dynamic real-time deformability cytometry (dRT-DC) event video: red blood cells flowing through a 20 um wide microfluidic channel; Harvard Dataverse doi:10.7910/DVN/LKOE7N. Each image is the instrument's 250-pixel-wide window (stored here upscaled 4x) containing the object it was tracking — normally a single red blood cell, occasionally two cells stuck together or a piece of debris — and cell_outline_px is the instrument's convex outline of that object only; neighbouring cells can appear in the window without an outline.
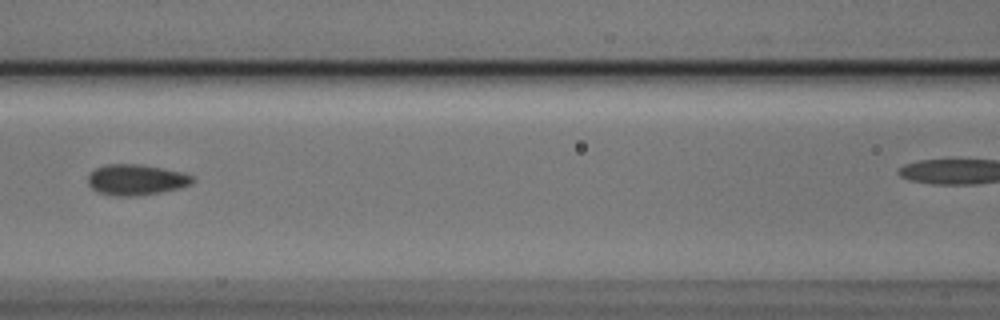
{"species": "Egyptian fruit bat (a non-hibernating species)", "species_latin": "Rousettus aegyptiacus", "temperature_condition": "cold", "stored_images_in_passage": 6, "segment_of_instrument_passage": [1, 2], "camera_frame_rate_fps": 3000, "um_per_image_px": 0.085, "animal": {"sex": "male"}, "frame": {"image": 1, "passage_image": 5, "time_ms": 1.333, "image_size_px": [1000, 320], "cell_outline_px": [[196, 180], [192, 184], [180, 188], [160, 192], [136, 196], [116, 196], [100, 192], [92, 188], [88, 184], [88, 176], [96, 168], [108, 164], [140, 164], [164, 168], [184, 172], [196, 176]], "centroid_in_image_um": [11.65, 15.27], "position_along_channel_um": 155.0, "area_um2": 18.9}}